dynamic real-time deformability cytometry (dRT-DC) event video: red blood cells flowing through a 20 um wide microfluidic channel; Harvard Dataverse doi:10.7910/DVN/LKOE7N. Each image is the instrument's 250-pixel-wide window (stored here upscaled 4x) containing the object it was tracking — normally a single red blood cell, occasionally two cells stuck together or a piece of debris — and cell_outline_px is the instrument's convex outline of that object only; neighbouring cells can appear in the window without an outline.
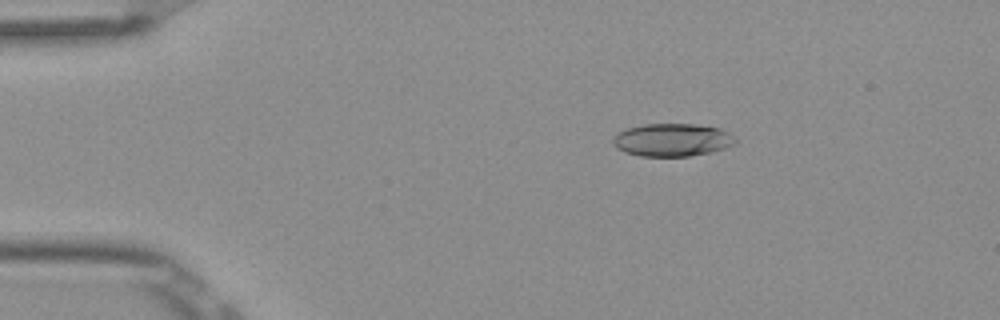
{"species": "Egyptian fruit bat (a non-hibernating species)", "species_latin": "Rousettus aegyptiacus", "temperature_condition": "room temperature", "stored_images_in_passage": 5, "camera_frame_rate_fps": 3000, "um_per_image_px": 0.085, "frame": {"image": 1, "passage_image": 2, "time_ms": 0.333, "image_size_px": [1000, 320], "cell_outline_px": [[736, 144], [712, 152], [688, 156], [640, 156], [624, 152], [616, 148], [612, 140], [620, 132], [628, 128], [644, 124], [696, 124], [720, 128], [728, 132], [736, 140]], "centroid_in_image_um": [57.16, 11.89], "position_along_channel_um": 27.8, "area_um2": 23.35}}
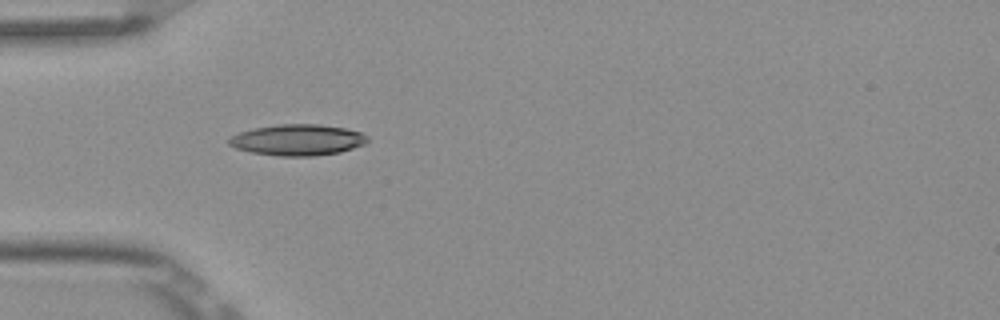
{"frame": {"image": 2, "passage_image": 4, "time_ms": 1.0, "image_size_px": [1000, 320], "cell_outline_px": [[368, 140], [364, 144], [340, 152], [312, 156], [280, 156], [252, 152], [236, 148], [228, 144], [228, 140], [232, 136], [240, 132], [256, 128], [280, 124], [320, 124], [344, 128], [360, 132], [368, 136]], "centroid_in_image_um": [25.31, 11.89], "position_along_channel_um": 59.7, "area_um2": 24.85}}
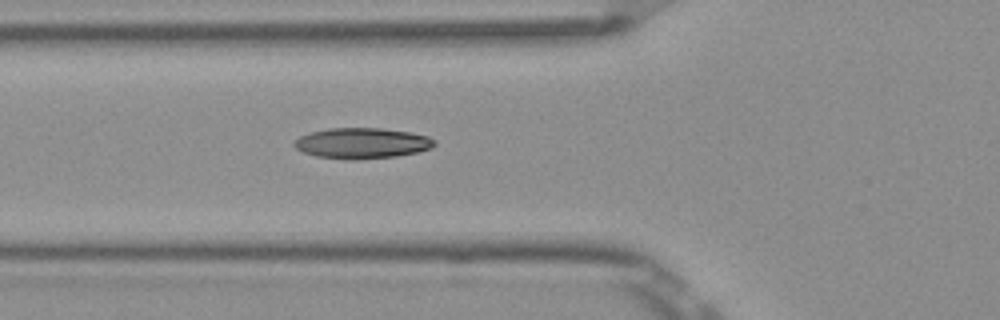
{"frame": {"image": 3, "passage_image": 5, "time_ms": 1.333, "image_size_px": [1000, 320], "cell_outline_px": [[436, 144], [432, 148], [416, 152], [396, 156], [356, 160], [352, 160], [316, 156], [304, 152], [296, 148], [292, 144], [300, 136], [312, 132], [328, 128], [380, 128], [412, 132], [428, 136], [436, 140]], "centroid_in_image_um": [30.8, 12.17], "position_along_channel_um": 95.0, "area_um2": 25.09}}